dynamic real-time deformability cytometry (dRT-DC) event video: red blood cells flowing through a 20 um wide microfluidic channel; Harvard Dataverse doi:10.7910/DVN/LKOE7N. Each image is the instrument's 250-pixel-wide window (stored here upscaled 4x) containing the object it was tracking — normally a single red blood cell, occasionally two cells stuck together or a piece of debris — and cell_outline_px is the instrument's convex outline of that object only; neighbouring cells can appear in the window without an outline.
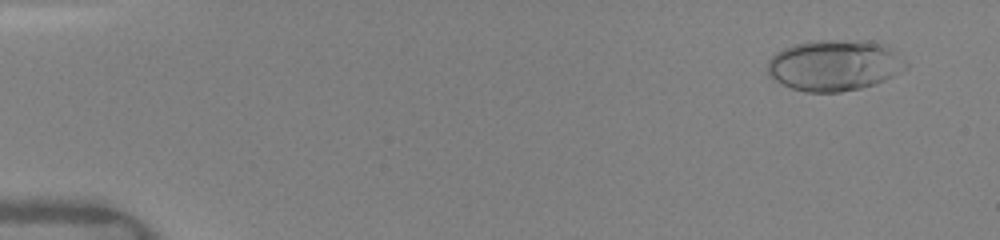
{"species": "human", "species_latin": "Homo sapiens", "temperature_condition": "warm", "stored_images_in_passage": 24, "camera_frame_rate_fps": 3000, "um_per_image_px": 0.085, "donor": {"sex": "female"}, "frame": {"image": 1, "passage_image": 1, "time_ms": 0.0, "image_size_px": [1000, 240], "cell_outline_px": [[908, 68], [884, 80], [860, 88], [840, 92], [804, 92], [780, 84], [768, 76], [768, 60], [776, 52], [784, 48], [796, 44], [816, 40], [872, 40], [884, 44], [892, 48], [908, 64]], "centroid_in_image_um": [70.92, 5.54], "position_along_channel_um": 14.1, "area_um2": 41.38}}
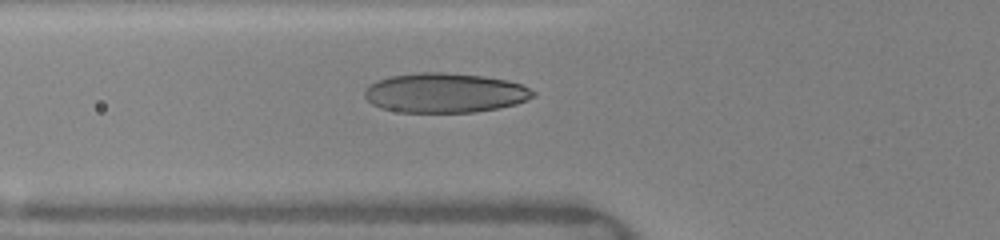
{"frame": {"image": 2, "passage_image": 8, "time_ms": 5.0, "image_size_px": [1000, 240], "cell_outline_px": [[536, 96], [516, 104], [496, 108], [472, 112], [400, 112], [380, 108], [372, 104], [364, 96], [364, 92], [368, 84], [376, 80], [388, 76], [416, 72], [444, 72], [484, 76], [508, 80], [520, 84], [536, 92]], "centroid_in_image_um": [37.78, 7.88], "position_along_channel_um": 88.0, "area_um2": 39.13}}
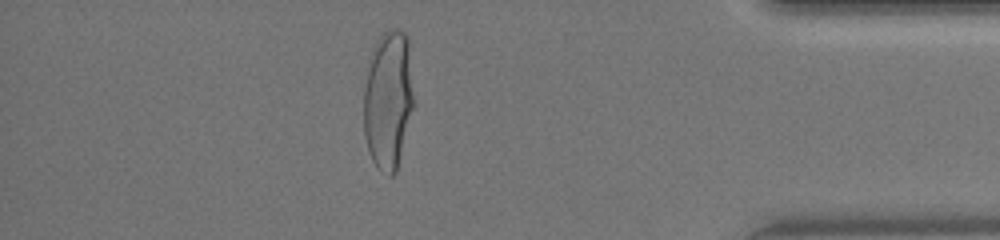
{"frame": {"image": 3, "passage_image": 21, "time_ms": 13.333, "image_size_px": [1000, 240], "cell_outline_px": [[416, 100], [396, 172], [392, 176], [388, 176], [380, 172], [376, 168], [368, 152], [364, 136], [364, 88], [372, 48], [376, 40], [388, 28], [400, 28], [408, 36]], "centroid_in_image_um": [33.03, 8.47], "position_along_channel_um": 402.2, "area_um2": 41.79}, "authors_computed_cell_mechanics": {"area_um2": 38.2636, "velocity_mm_per_s": 4.1305, "shape_relaxation_time_tau1_ms": 4.0634, "shape_relaxation_time_tau2_ms": null, "deformation_change_tau1": 0.1993, "deformation_change_tau2": null}}